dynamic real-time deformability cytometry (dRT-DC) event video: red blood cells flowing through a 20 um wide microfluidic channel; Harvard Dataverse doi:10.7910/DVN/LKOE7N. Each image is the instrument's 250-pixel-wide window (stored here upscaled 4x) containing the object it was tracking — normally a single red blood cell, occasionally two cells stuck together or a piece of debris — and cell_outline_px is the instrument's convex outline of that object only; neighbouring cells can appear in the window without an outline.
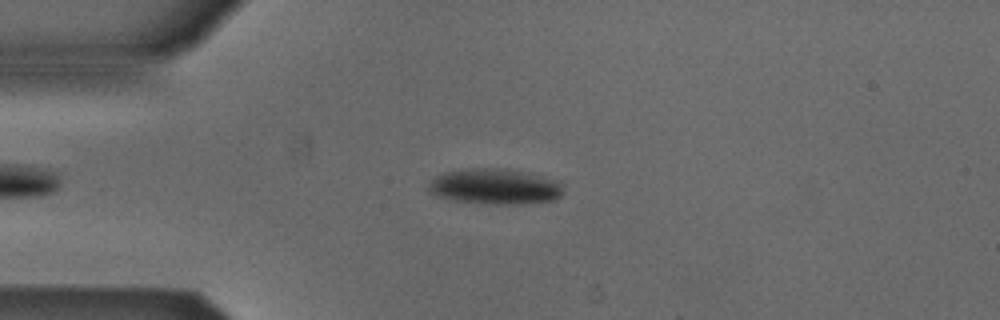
{"species": "Egyptian fruit bat (a non-hibernating species)", "species_latin": "Rousettus aegyptiacus", "temperature_condition": "cold", "stored_images_in_passage": 47, "camera_frame_rate_fps": 3000, "um_per_image_px": 0.085, "animal": {"sex": "male"}, "frame": {"image": 1, "passage_image": 11, "time_ms": 3.333, "image_size_px": [1000, 320], "cell_outline_px": [[560, 196], [552, 200], [520, 204], [496, 204], [456, 200], [436, 196], [428, 188], [428, 184], [436, 176], [444, 172], [468, 168], [508, 168], [560, 180]], "centroid_in_image_um": [42.06, 15.83], "position_along_channel_um": 42.9, "area_um2": 27.74}}
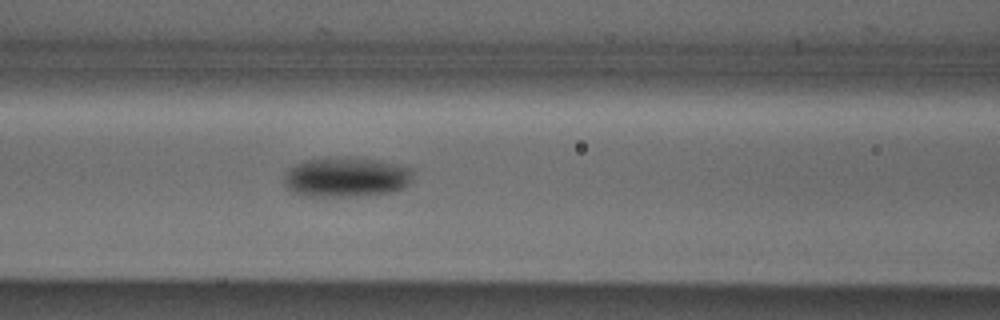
{"frame": {"image": 2, "passage_image": 20, "time_ms": 6.333, "image_size_px": [1000, 320], "cell_outline_px": [[412, 180], [404, 188], [396, 192], [360, 196], [308, 196], [292, 192], [284, 184], [284, 176], [296, 164], [304, 160], [328, 156], [352, 156], [376, 160], [408, 168], [412, 172]], "centroid_in_image_um": [29.42, 15.05], "position_along_channel_um": 137.2, "area_um2": 30.23}}
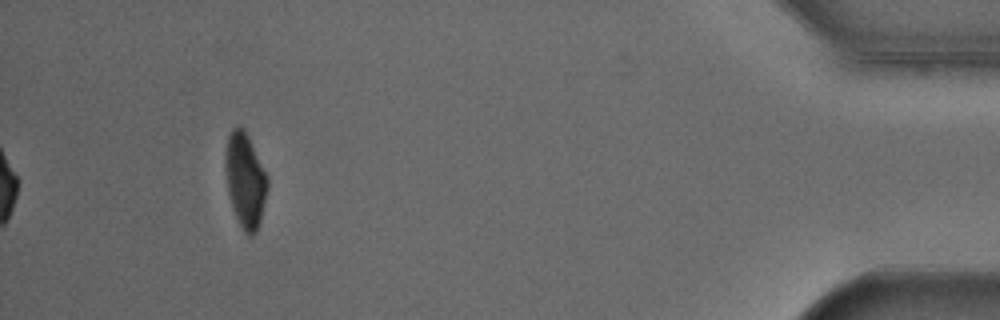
{"frame": {"image": 3, "passage_image": 47, "time_ms": 15.333, "image_size_px": [1000, 320], "cell_outline_px": [[268, 188], [260, 224], [256, 232], [252, 236], [248, 236], [244, 232], [236, 216], [228, 192], [224, 164], [224, 156], [228, 136], [232, 128], [240, 124], [244, 128], [268, 176]], "centroid_in_image_um": [20.85, 15.3], "position_along_channel_um": 414.4, "area_um2": 23.41}, "authors_computed_cell_mechanics": {"area_um2": 26.7036, "velocity_mm_per_s": 3.8595, "shape_relaxation_time_tau1_ms": 2.1406, "shape_relaxation_time_tau2_ms": null, "deformation_change_tau1": 0.1154, "deformation_change_tau2": null}}